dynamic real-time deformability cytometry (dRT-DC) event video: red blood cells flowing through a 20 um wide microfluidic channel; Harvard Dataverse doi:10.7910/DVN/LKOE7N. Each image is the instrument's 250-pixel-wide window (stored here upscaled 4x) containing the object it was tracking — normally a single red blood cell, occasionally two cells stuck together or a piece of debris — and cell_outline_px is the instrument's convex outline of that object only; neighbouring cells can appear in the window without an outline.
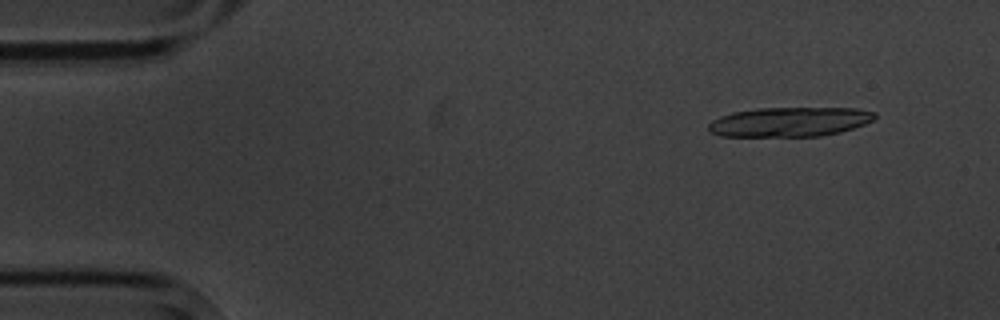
{"species": "common noctule bat (a hibernating species)", "species_latin": "Nyctalus noctula", "temperature_condition": "cold", "stored_images_in_passage": 15, "segment_of_instrument_passage": [1, 2], "camera_frame_rate_fps": 3000, "um_per_image_px": 0.085, "animal": {"sex": "male", "body_mass_g": 20.1, "forearm_length_mm": 53.5}, "frame": {"image": 1, "passage_image": 2, "time_ms": 1.333, "image_size_px": [1000, 320], "cell_outline_px": [[876, 116], [872, 120], [864, 124], [840, 132], [820, 136], [720, 136], [712, 132], [708, 128], [708, 124], [712, 120], [720, 116], [732, 112], [760, 108], [856, 108], [876, 112]], "centroid_in_image_um": [67.11, 10.35], "position_along_channel_um": 17.9, "area_um2": 28.5}}